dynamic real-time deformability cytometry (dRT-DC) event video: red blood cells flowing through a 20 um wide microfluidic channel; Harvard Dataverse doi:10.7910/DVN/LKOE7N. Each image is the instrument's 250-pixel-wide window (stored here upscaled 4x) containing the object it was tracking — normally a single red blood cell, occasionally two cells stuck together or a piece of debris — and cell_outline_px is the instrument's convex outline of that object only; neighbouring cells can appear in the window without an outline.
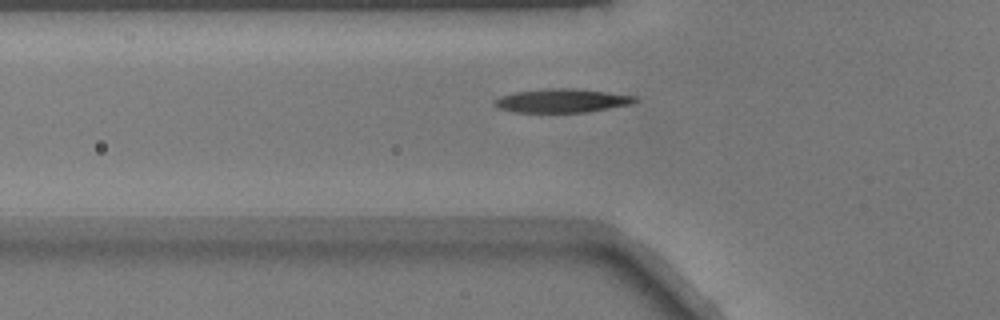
{"species": "common noctule bat (a hibernating species)", "species_latin": "Nyctalus noctula", "temperature_condition": "warm", "stored_images_in_passage": 35, "camera_frame_rate_fps": 3000, "um_per_image_px": 0.085, "animal": {"sex": "male", "body_mass_g": 17.9}, "frame": {"image": 1, "passage_image": 4, "time_ms": 1.0, "image_size_px": [1000, 320], "cell_outline_px": [[640, 100], [632, 104], [584, 112], [516, 112], [500, 108], [492, 104], [500, 96], [516, 92], [544, 88], [576, 88], [636, 96]], "centroid_in_image_um": [47.79, 8.54], "position_along_channel_um": 78.0, "area_um2": 19.31}}
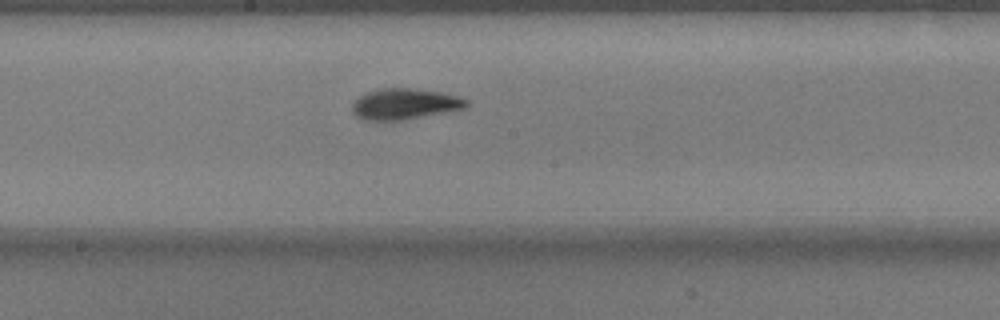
{"frame": {"image": 2, "passage_image": 14, "time_ms": 4.333, "image_size_px": [1000, 320], "cell_outline_px": [[468, 104], [464, 108], [444, 112], [400, 120], [368, 120], [356, 116], [352, 108], [352, 104], [364, 92], [384, 88], [408, 88], [444, 92], [468, 100]], "centroid_in_image_um": [34.39, 8.82], "position_along_channel_um": 213.8, "area_um2": 20.23}}
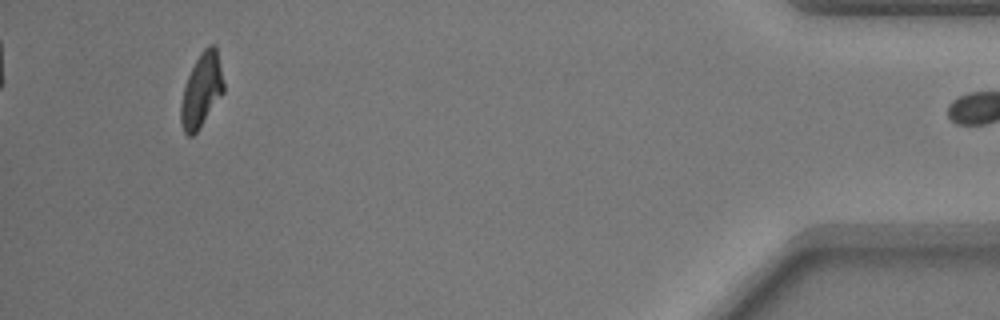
{"frame": {"image": 3, "passage_image": 34, "time_ms": 11.0, "image_size_px": [1000, 320], "cell_outline_px": [[224, 92], [196, 132], [192, 136], [188, 136], [184, 132], [180, 120], [180, 104], [184, 88], [188, 76], [200, 52], [208, 44], [212, 44], [216, 48], [224, 84]], "centroid_in_image_um": [17.11, 7.67], "position_along_channel_um": 418.1, "area_um2": 18.09}}